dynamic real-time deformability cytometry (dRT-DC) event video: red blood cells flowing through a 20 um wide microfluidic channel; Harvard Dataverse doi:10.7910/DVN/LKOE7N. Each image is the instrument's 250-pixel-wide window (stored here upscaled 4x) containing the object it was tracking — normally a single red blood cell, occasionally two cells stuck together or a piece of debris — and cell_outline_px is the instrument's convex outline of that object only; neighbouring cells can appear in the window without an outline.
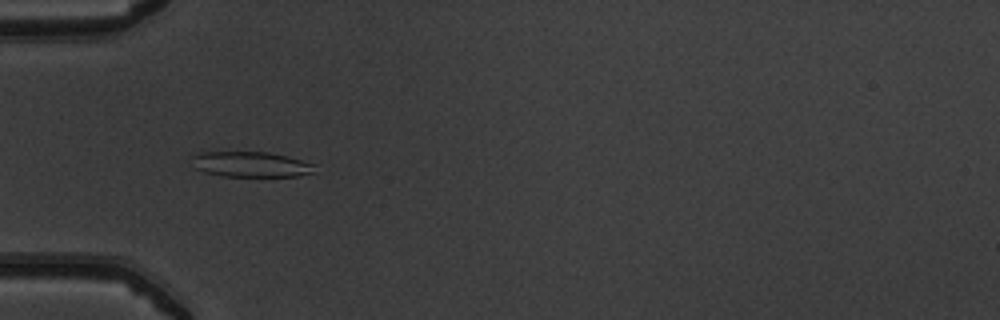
{"species": "common noctule bat (a hibernating species)", "species_latin": "Nyctalus noctula", "temperature_condition": "warm", "stored_images_in_passage": 50, "camera_frame_rate_fps": 3000, "um_per_image_px": 0.085, "animal": {"sex": "male", "body_mass_g": 19.5, "forearm_length_mm": 54.6}, "frame": {"image": 1, "passage_image": 16, "time_ms": 5.0, "image_size_px": [1000, 320], "cell_outline_px": [[316, 164], [312, 172], [296, 176], [220, 176], [204, 172], [192, 168], [192, 156], [200, 152], [268, 152]], "centroid_in_image_um": [21.24, 13.97], "position_along_channel_um": 63.8, "area_um2": 18.09}}
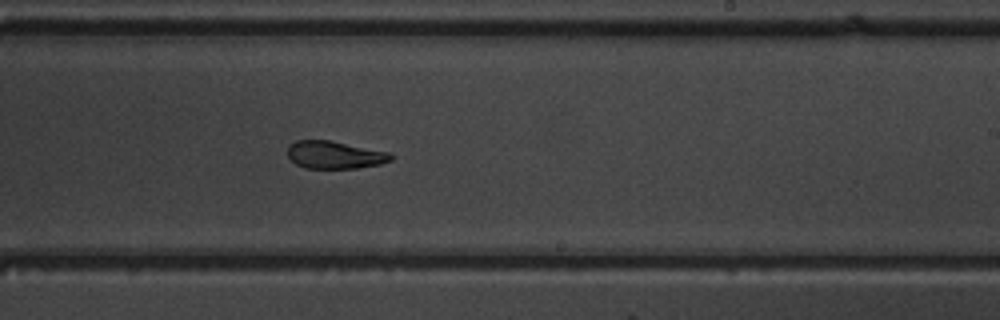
{"frame": {"image": 2, "passage_image": 31, "time_ms": 10.0, "image_size_px": [1000, 320], "cell_outline_px": [[396, 156], [392, 160], [380, 164], [356, 168], [304, 168], [296, 164], [288, 156], [288, 144], [296, 140], [332, 140], [388, 152]], "centroid_in_image_um": [28.45, 13.15], "position_along_channel_um": 260.5, "area_um2": 16.76}}
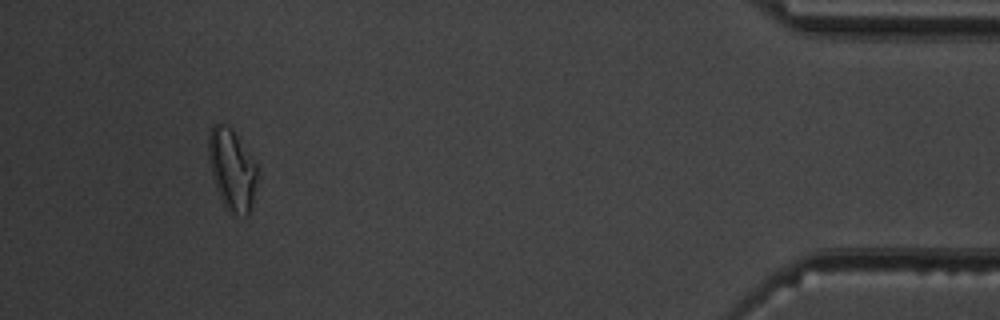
{"frame": {"image": 3, "passage_image": 47, "time_ms": 15.333, "image_size_px": [1000, 320], "cell_outline_px": [[256, 180], [252, 204], [248, 216], [236, 216], [224, 204], [216, 188], [212, 176], [208, 156], [208, 132], [216, 124], [224, 124], [232, 128], [252, 156], [256, 164]], "centroid_in_image_um": [19.71, 14.39], "position_along_channel_um": 415.5, "area_um2": 22.95}, "authors_computed_cell_mechanics": {"area_um2": 18.9006, "velocity_mm_per_s": 4.0028, "shape_relaxation_time_tau1_ms": 5.1925, "shape_relaxation_time_tau2_ms": 3.5916, "deformation_change_tau1": 0.1594, "deformation_change_tau2": 0.1002}}